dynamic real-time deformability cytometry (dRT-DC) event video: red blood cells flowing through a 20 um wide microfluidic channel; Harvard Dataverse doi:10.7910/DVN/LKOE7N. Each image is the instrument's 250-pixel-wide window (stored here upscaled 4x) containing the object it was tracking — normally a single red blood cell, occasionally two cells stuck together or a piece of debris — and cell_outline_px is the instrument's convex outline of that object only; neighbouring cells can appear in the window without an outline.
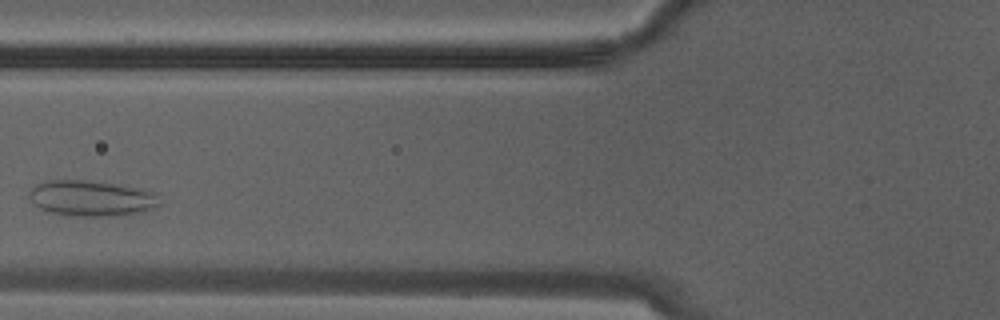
{"species": "Egyptian fruit bat (a non-hibernating species)", "species_latin": "Rousettus aegyptiacus", "temperature_condition": "warm", "stored_images_in_passage": 5, "camera_frame_rate_fps": 3000, "um_per_image_px": 0.085, "animal": {"sex": "male"}, "frame": {"image": 1, "passage_image": 4, "time_ms": 1.0, "image_size_px": [1000, 320], "cell_outline_px": [[160, 204], [144, 212], [120, 216], [64, 216], [40, 208], [28, 200], [28, 192], [36, 184], [44, 180], [88, 180], [116, 184], [136, 188], [152, 192]], "centroid_in_image_um": [7.69, 16.86], "position_along_channel_um": 118.1, "area_um2": 27.28}}